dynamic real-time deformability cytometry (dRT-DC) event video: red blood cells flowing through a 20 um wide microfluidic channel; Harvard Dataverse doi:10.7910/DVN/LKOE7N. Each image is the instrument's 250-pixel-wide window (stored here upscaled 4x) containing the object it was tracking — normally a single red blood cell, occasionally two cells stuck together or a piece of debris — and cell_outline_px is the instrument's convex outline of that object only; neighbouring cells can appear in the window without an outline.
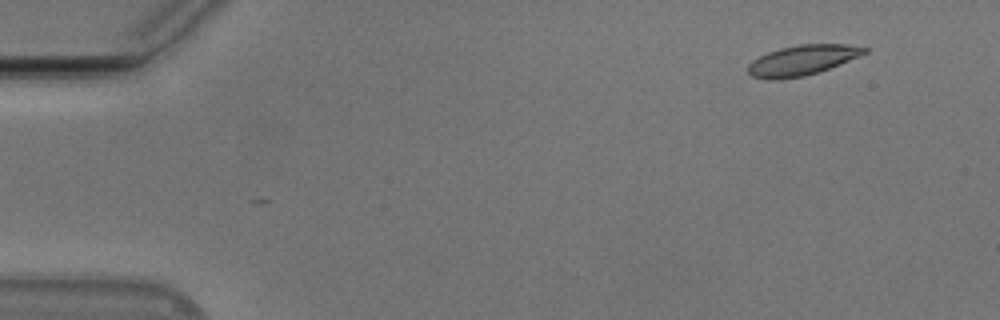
{"species": "Egyptian fruit bat (a non-hibernating species)", "species_latin": "Rousettus aegyptiacus", "temperature_condition": "cold", "stored_images_in_passage": 2, "camera_frame_rate_fps": 3000, "um_per_image_px": 0.085, "animal": {"sex": "male"}, "frame": {"image": 1, "passage_image": 2, "time_ms": 0.333, "image_size_px": [1000, 320], "cell_outline_px": [[868, 52], [828, 68], [804, 76], [780, 80], [768, 80], [752, 76], [748, 72], [748, 64], [752, 60], [768, 52], [780, 48], [800, 44], [844, 44], [868, 48]], "centroid_in_image_um": [68.13, 5.12], "position_along_channel_um": 16.9, "area_um2": 20.23}}